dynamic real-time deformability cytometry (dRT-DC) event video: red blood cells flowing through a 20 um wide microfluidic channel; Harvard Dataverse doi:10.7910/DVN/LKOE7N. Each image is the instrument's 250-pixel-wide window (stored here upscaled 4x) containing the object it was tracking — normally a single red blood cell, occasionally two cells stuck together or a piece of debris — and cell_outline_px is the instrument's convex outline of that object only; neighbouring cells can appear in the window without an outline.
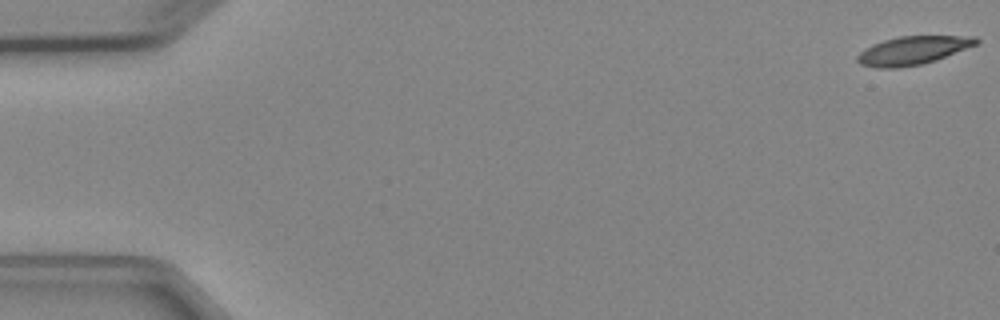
{"species": "Egyptian fruit bat (a non-hibernating species)", "species_latin": "Rousettus aegyptiacus", "temperature_condition": "cold", "stored_images_in_passage": 4, "camera_frame_rate_fps": 3000, "um_per_image_px": 0.085, "animal": {"sex": "female"}, "frame": {"image": 1, "passage_image": 1, "time_ms": 0.0, "image_size_px": [1000, 320], "cell_outline_px": [[980, 40], [976, 44], [936, 60], [920, 64], [896, 68], [876, 68], [860, 64], [856, 60], [856, 56], [864, 48], [872, 44], [884, 40], [900, 36], [976, 36]], "centroid_in_image_um": [77.54, 4.28], "position_along_channel_um": 7.5, "area_um2": 19.54}}
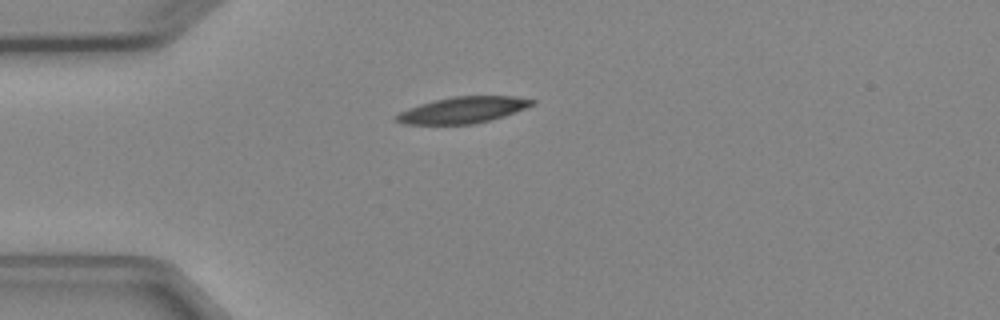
{"frame": {"image": 2, "passage_image": 4, "time_ms": 4.333, "image_size_px": [1000, 320], "cell_outline_px": [[536, 104], [504, 116], [472, 124], [404, 124], [392, 120], [392, 116], [408, 108], [420, 104], [452, 96], [516, 96], [536, 100]], "centroid_in_image_um": [39.32, 9.34], "position_along_channel_um": 45.7, "area_um2": 20.87}}